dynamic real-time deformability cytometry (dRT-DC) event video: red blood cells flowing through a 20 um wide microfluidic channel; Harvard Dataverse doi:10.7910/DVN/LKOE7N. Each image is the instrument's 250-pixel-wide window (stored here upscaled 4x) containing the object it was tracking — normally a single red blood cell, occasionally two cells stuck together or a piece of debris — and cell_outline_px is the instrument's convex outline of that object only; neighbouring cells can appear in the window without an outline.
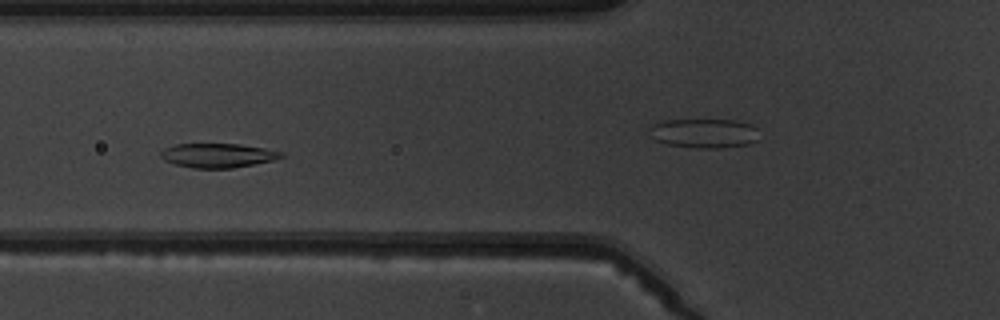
{"species": "common noctule bat (a hibernating species)", "species_latin": "Nyctalus noctula", "temperature_condition": "warm", "stored_images_in_passage": 8, "camera_frame_rate_fps": 3000, "um_per_image_px": 0.085, "animal": {"sex": "male", "body_mass_g": 19.5, "forearm_length_mm": 54.6}, "frame": {"image": 1, "passage_image": 5, "time_ms": 4.333, "image_size_px": [1000, 320], "cell_outline_px": [[284, 156], [272, 160], [232, 168], [192, 168], [176, 164], [164, 160], [160, 156], [160, 152], [164, 148], [176, 144], [240, 144], [264, 148], [284, 152]], "centroid_in_image_um": [18.49, 13.2], "position_along_channel_um": 107.3, "area_um2": 16.88}}
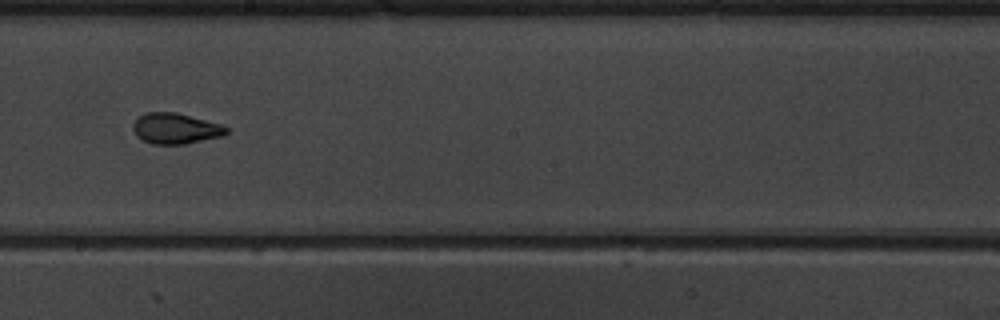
{"frame": {"image": 2, "passage_image": 8, "time_ms": 8.667, "image_size_px": [1000, 320], "cell_outline_px": [[228, 132], [224, 136], [184, 144], [152, 144], [136, 136], [132, 128], [132, 124], [144, 112], [176, 112], [220, 124], [228, 128]], "centroid_in_image_um": [14.91, 10.92], "position_along_channel_um": 233.3, "area_um2": 16.7}}